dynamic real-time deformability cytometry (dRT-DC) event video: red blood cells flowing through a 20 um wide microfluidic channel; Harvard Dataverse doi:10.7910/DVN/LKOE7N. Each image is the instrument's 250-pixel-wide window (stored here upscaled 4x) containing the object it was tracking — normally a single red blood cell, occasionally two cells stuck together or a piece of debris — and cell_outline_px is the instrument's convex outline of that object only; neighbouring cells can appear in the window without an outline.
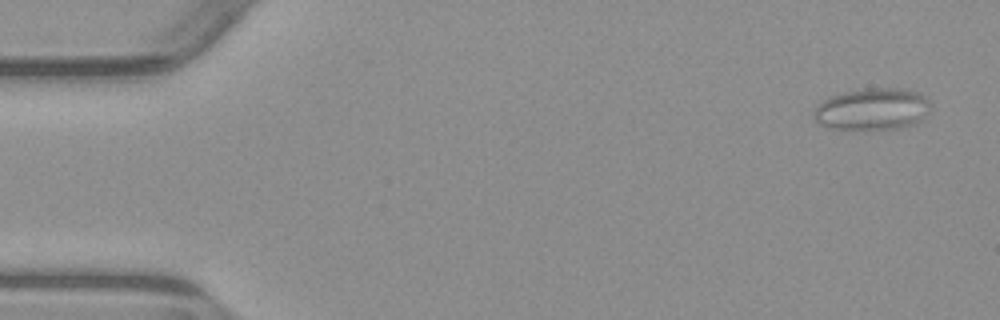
{"species": "common noctule bat (a hibernating species)", "species_latin": "Nyctalus noctula", "temperature_condition": "warm", "stored_images_in_passage": 5, "camera_frame_rate_fps": 3000, "um_per_image_px": 0.085, "animal": {"sex": "male", "body_mass_g": 23.1, "forearm_length_mm": 52.7}, "frame": {"image": 1, "passage_image": 1, "time_ms": 0.0, "image_size_px": [1000, 320], "cell_outline_px": [[932, 104], [928, 112], [916, 124], [896, 128], [868, 132], [864, 132], [828, 128], [820, 124], [816, 120], [816, 108], [828, 96], [860, 88], [904, 88], [916, 92], [924, 96]], "centroid_in_image_um": [74.16, 9.31], "position_along_channel_um": 10.8, "area_um2": 29.19}}